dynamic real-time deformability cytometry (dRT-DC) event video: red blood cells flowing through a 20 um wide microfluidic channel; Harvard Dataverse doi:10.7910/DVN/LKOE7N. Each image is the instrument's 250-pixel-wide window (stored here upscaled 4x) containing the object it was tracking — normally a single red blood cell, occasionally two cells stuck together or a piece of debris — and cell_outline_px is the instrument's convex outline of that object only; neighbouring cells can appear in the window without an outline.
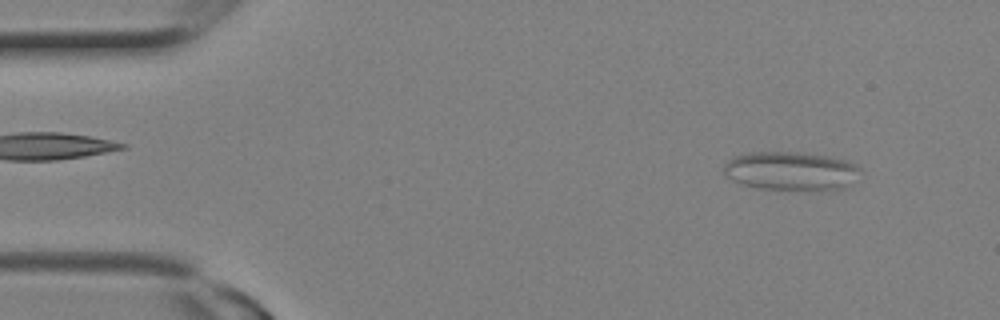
{"species": "Egyptian fruit bat (a non-hibernating species)", "species_latin": "Rousettus aegyptiacus", "temperature_condition": "room temperature", "stored_images_in_passage": 7, "camera_frame_rate_fps": 3000, "um_per_image_px": 0.085, "animal": {"sex": "female"}, "frame": {"image": 1, "passage_image": 1, "time_ms": 0.0, "image_size_px": [1000, 320], "cell_outline_px": [[860, 168], [848, 184], [844, 188], [820, 192], [816, 192], [756, 188], [732, 180], [724, 176], [724, 164], [728, 160], [736, 156], [752, 152], [804, 152], [828, 156], [844, 160]], "centroid_in_image_um": [67.18, 14.56], "position_along_channel_um": 17.8, "area_um2": 31.04}}